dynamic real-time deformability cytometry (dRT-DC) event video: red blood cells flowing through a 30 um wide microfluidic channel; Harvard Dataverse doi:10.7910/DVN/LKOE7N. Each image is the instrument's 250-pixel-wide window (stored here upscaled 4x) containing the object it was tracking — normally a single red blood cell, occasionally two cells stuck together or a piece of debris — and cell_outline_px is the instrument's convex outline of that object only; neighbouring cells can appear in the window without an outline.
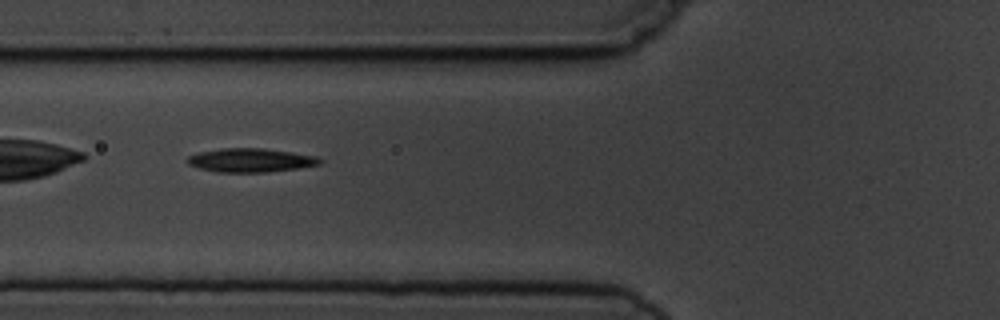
{"species": "common noctule bat (a hibernating species)", "species_latin": "Nyctalus noctula", "temperature_condition": "cold", "stored_images_in_passage": 10, "camera_frame_rate_fps": 3000, "um_per_image_px": 0.085, "animal": {"sex": "male", "body_mass_g": 19.5, "forearm_length_mm": 54.6}, "frame": {"image": 1, "passage_image": 6, "time_ms": 6.0, "image_size_px": [1000, 320], "cell_outline_px": [[324, 160], [320, 164], [300, 168], [264, 172], [220, 172], [200, 168], [188, 164], [188, 156], [200, 152], [220, 148], [264, 148], [292, 152], [316, 156]], "centroid_in_image_um": [21.35, 13.61], "position_along_channel_um": 104.5, "area_um2": 18.26}}
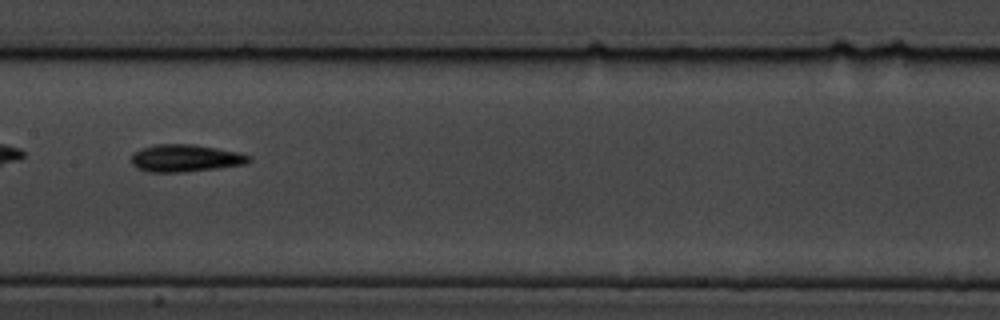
{"frame": {"image": 2, "passage_image": 8, "time_ms": 8.333, "image_size_px": [1000, 320], "cell_outline_px": [[252, 160], [248, 164], [220, 168], [184, 172], [148, 172], [136, 168], [132, 164], [132, 156], [140, 148], [156, 144], [192, 144], [240, 152], [252, 156]], "centroid_in_image_um": [15.81, 13.45], "position_along_channel_um": 191.6, "area_um2": 18.96}}
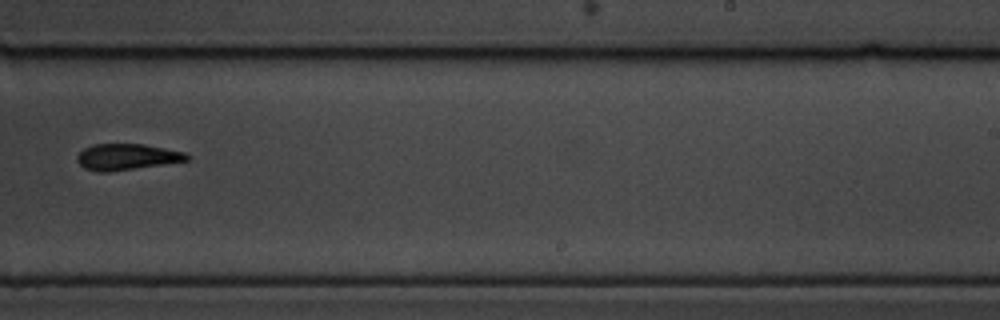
{"frame": {"image": 3, "passage_image": 10, "time_ms": 10.667, "image_size_px": [1000, 320], "cell_outline_px": [[188, 160], [108, 172], [100, 172], [84, 168], [76, 160], [76, 156], [84, 148], [92, 144], [144, 144], [184, 152], [188, 156]], "centroid_in_image_um": [10.71, 13.32], "position_along_channel_um": 278.3, "area_um2": 16.47}}